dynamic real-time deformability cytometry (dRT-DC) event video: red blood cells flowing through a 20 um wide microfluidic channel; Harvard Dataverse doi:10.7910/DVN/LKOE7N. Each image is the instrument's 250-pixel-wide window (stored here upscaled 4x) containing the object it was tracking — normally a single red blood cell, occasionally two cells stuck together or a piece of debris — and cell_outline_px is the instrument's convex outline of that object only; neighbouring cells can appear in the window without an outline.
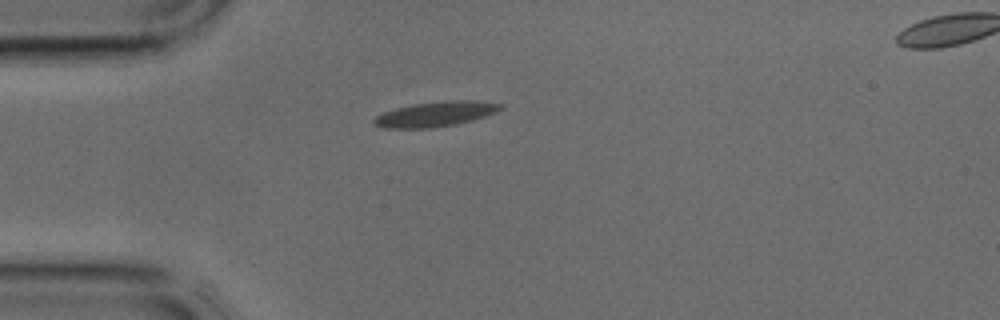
{"species": "common noctule bat (a hibernating species)", "species_latin": "Nyctalus noctula", "temperature_condition": "cold", "stored_images_in_passage": 2, "camera_frame_rate_fps": 3000, "um_per_image_px": 0.085, "animal": {"sex": "male", "body_mass_g": 17.9, "forearm_length_mm": 54.2}, "frame": {"image": 1, "passage_image": 1, "time_ms": 0.0, "image_size_px": [1000, 320], "cell_outline_px": [[504, 108], [496, 112], [472, 120], [456, 124], [428, 128], [384, 128], [372, 124], [372, 120], [376, 116], [384, 112], [396, 108], [412, 104], [452, 100], [472, 100], [500, 104]], "centroid_in_image_um": [36.98, 9.7], "position_along_channel_um": 48.0, "area_um2": 18.26}}